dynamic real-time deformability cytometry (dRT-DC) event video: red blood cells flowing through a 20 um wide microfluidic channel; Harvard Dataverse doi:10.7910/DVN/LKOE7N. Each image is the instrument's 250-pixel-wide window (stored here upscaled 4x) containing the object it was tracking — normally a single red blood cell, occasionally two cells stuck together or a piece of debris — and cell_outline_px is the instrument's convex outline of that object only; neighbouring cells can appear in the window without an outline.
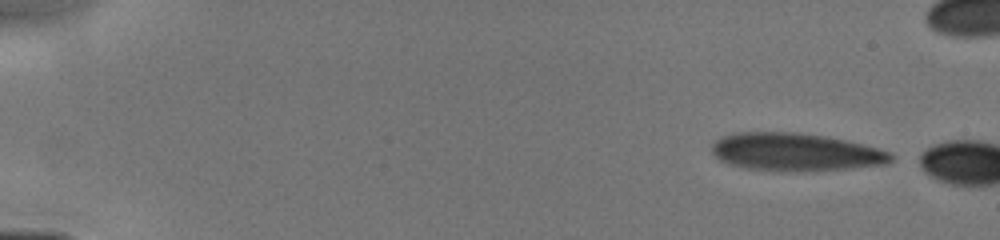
{"species": "human", "species_latin": "Homo sapiens", "temperature_condition": "cold", "stored_images_in_passage": 3, "camera_frame_rate_fps": 3000, "um_per_image_px": 0.085, "donor": {"sex": "male"}, "frame": {"image": 1, "passage_image": 1, "time_ms": 0.0, "image_size_px": [1000, 240], "cell_outline_px": [[896, 156], [888, 164], [852, 168], [792, 172], [744, 168], [728, 164], [720, 160], [712, 152], [712, 144], [720, 136], [736, 132], [792, 132], [824, 136], [844, 140], [892, 152]], "centroid_in_image_um": [67.61, 12.93], "position_along_channel_um": 17.4, "area_um2": 39.65}}